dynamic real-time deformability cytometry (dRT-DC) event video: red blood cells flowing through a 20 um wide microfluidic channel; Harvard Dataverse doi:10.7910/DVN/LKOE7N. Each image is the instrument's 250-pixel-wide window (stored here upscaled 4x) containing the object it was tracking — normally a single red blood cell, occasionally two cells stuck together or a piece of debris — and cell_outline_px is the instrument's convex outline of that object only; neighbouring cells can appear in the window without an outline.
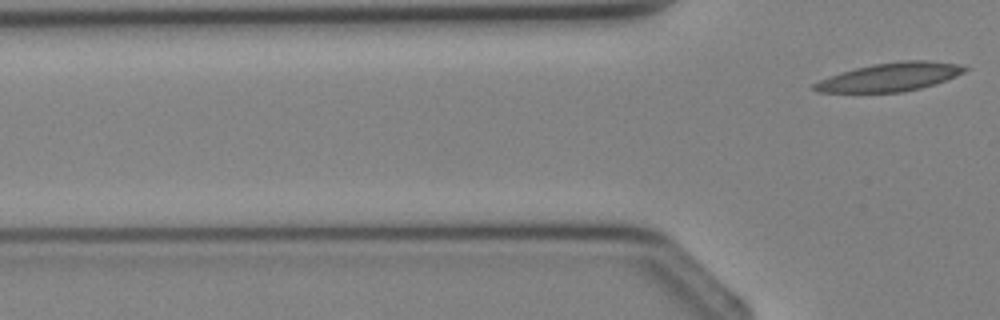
{"species": "Egyptian fruit bat (a non-hibernating species)", "species_latin": "Rousettus aegyptiacus", "temperature_condition": "cold", "stored_images_in_passage": 3, "segment_of_instrument_passage": [2, 2], "camera_frame_rate_fps": 3000, "um_per_image_px": 0.085, "animal": {"sex": "female"}, "frame": {"image": 1, "passage_image": 3, "time_ms": 3.0, "image_size_px": [1000, 320], "cell_outline_px": [[968, 68], [964, 72], [956, 76], [920, 88], [904, 92], [820, 92], [812, 88], [812, 84], [820, 80], [856, 68], [872, 64], [904, 60], [932, 60], [956, 64]], "centroid_in_image_um": [75.67, 6.54], "position_along_channel_um": 50.1, "area_um2": 24.51}}